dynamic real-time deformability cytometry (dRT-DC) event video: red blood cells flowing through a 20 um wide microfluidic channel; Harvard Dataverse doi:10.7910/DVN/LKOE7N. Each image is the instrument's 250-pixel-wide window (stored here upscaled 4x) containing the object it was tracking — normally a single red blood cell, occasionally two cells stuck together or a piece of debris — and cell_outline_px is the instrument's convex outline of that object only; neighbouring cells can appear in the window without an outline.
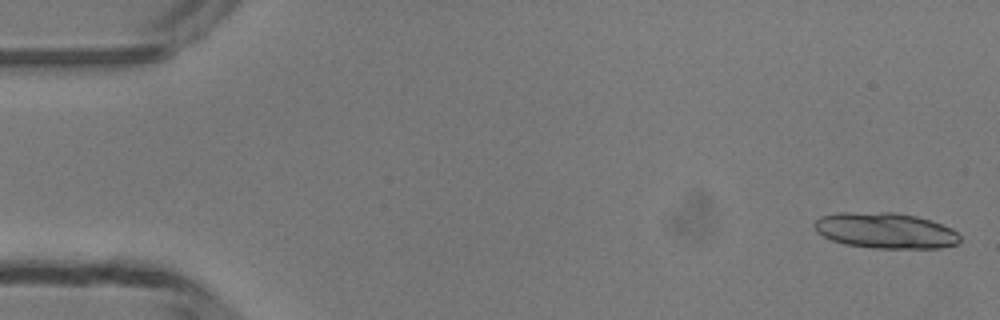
{"species": "common noctule bat (a hibernating species)", "species_latin": "Nyctalus noctula", "temperature_condition": "room temperature", "stored_images_in_passage": 8, "camera_frame_rate_fps": 3000, "um_per_image_px": 0.085, "animal": {"sex": "male", "body_mass_g": 13.3}, "frame": {"image": 1, "passage_image": 1, "time_ms": 0.0, "image_size_px": [1000, 320], "cell_outline_px": [[960, 240], [956, 244], [940, 248], [872, 248], [844, 244], [832, 240], [816, 232], [812, 224], [820, 216], [836, 212], [896, 212], [916, 216], [932, 220], [952, 228], [960, 236]], "centroid_in_image_um": [75.23, 19.59], "position_along_channel_um": 9.8, "area_um2": 30.63}}